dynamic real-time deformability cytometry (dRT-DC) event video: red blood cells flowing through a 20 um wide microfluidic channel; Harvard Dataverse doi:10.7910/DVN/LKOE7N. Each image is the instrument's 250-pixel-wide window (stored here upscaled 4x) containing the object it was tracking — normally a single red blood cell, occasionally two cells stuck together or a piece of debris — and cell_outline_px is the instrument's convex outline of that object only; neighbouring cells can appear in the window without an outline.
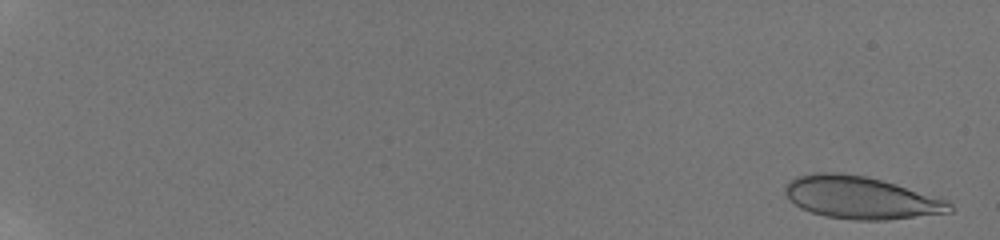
{"species": "human", "species_latin": "Homo sapiens", "temperature_condition": "room temperature", "stored_images_in_passage": 20, "camera_frame_rate_fps": 3000, "um_per_image_px": 0.085, "donor": {"sex": "male"}, "frame": {"image": 1, "passage_image": 1, "time_ms": 0.0, "image_size_px": [1000, 240], "cell_outline_px": [[952, 212], [888, 220], [856, 220], [824, 216], [800, 208], [784, 192], [784, 184], [788, 180], [796, 176], [812, 172], [840, 172], [864, 176], [896, 184], [948, 200], [952, 204]], "centroid_in_image_um": [73.15, 16.79], "position_along_channel_um": 11.8, "area_um2": 40.81}}
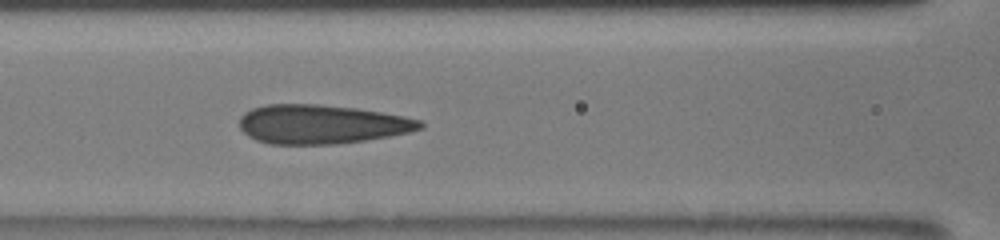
{"frame": {"image": 2, "passage_image": 18, "time_ms": 9.0, "image_size_px": [1000, 240], "cell_outline_px": [[424, 128], [408, 132], [388, 136], [364, 140], [336, 144], [268, 144], [256, 140], [248, 136], [240, 128], [240, 116], [244, 112], [252, 108], [268, 104], [316, 104], [356, 108], [404, 116], [420, 120], [424, 124]], "centroid_in_image_um": [27.31, 10.56], "position_along_channel_um": 139.3, "area_um2": 41.1}}
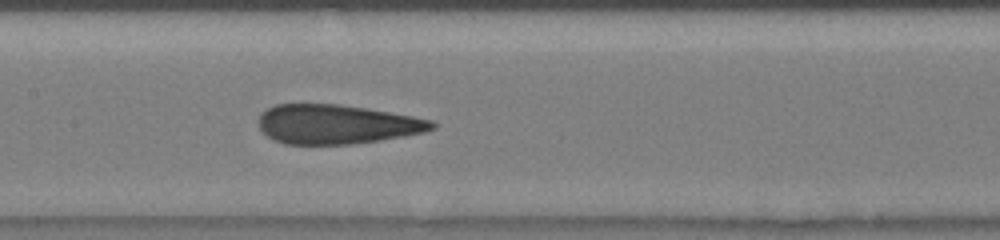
{"frame": {"image": 3, "passage_image": 20, "time_ms": 10.0, "image_size_px": [1000, 240], "cell_outline_px": [[436, 128], [424, 132], [404, 136], [380, 140], [352, 144], [284, 144], [272, 140], [260, 128], [260, 112], [276, 104], [340, 104], [412, 116], [432, 120], [436, 124]], "centroid_in_image_um": [28.61, 10.57], "position_along_channel_um": 178.8, "area_um2": 39.59}}